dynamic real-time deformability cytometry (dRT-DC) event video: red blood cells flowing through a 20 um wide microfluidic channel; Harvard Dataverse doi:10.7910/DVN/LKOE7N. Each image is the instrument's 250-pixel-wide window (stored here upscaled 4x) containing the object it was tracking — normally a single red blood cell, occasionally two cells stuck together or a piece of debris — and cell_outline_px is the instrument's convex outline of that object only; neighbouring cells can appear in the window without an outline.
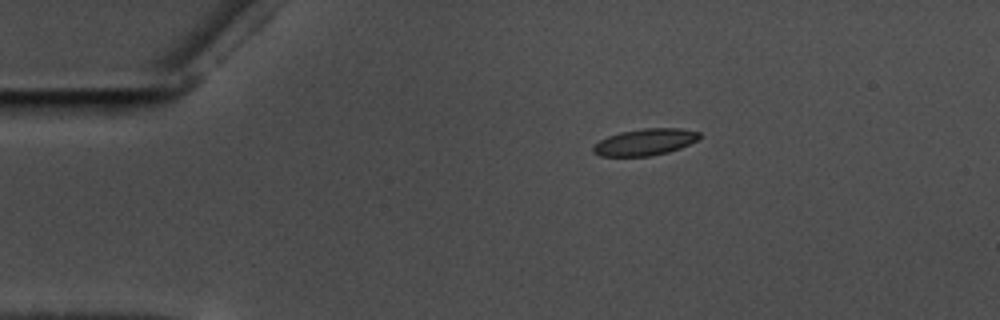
{"species": "common noctule bat (a hibernating species)", "species_latin": "Nyctalus noctula", "temperature_condition": "warm", "stored_images_in_passage": 48, "camera_frame_rate_fps": 3000, "um_per_image_px": 0.085, "animal": {"sex": "male", "body_mass_g": 17.5, "forearm_length_mm": 52.3}, "frame": {"image": 1, "passage_image": 1, "time_ms": 0.0, "image_size_px": [1000, 320], "cell_outline_px": [[700, 136], [696, 140], [680, 148], [668, 152], [648, 156], [600, 156], [592, 152], [592, 148], [600, 140], [608, 136], [620, 132], [644, 128], [680, 128], [700, 132]], "centroid_in_image_um": [54.81, 12.07], "position_along_channel_um": 30.2, "area_um2": 16.36}}
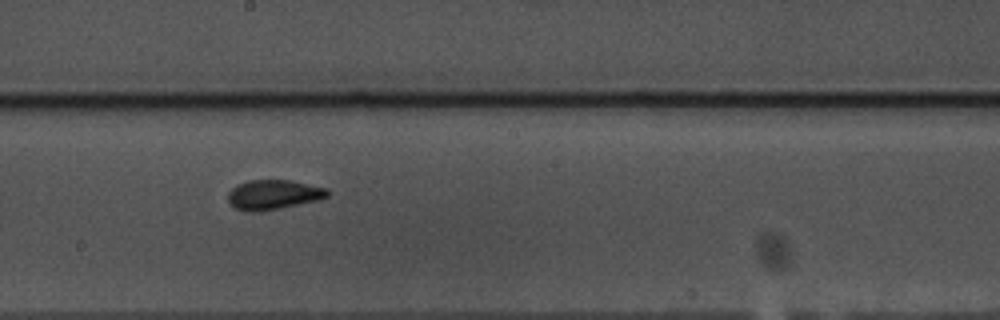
{"frame": {"image": 2, "passage_image": 22, "time_ms": 7.0, "image_size_px": [1000, 320], "cell_outline_px": [[328, 196], [316, 200], [280, 208], [260, 212], [252, 212], [236, 208], [228, 200], [228, 192], [236, 184], [248, 180], [288, 180], [328, 188]], "centroid_in_image_um": [23.21, 16.54], "position_along_channel_um": 225.0, "area_um2": 17.05}}
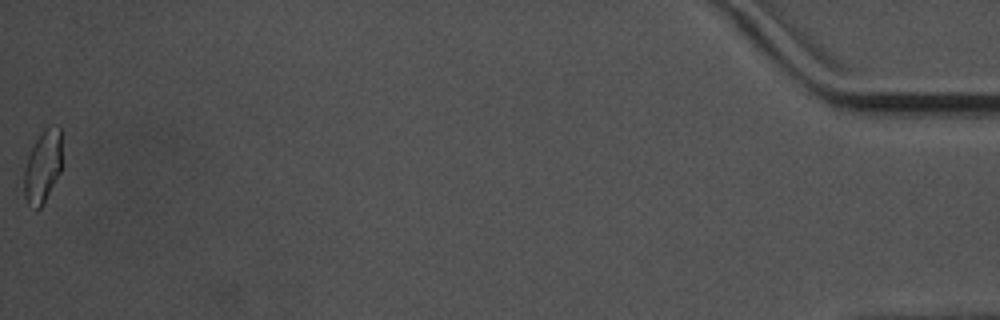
{"frame": {"image": 3, "passage_image": 48, "time_ms": 15.667, "image_size_px": [1000, 320], "cell_outline_px": [[60, 172], [40, 208], [36, 212], [28, 204], [24, 196], [24, 168], [28, 156], [40, 132], [44, 128], [52, 124], [60, 128]], "centroid_in_image_um": [3.6, 14.17], "position_along_channel_um": 431.6, "area_um2": 15.84}, "authors_computed_cell_mechanics": {"area_um2": 16.5886, "velocity_mm_per_s": 3.5413, "shape_relaxation_time_tau1_ms": null, "shape_relaxation_time_tau2_ms": 1.0418, "deformation_change_tau1": null, "deformation_change_tau2": 0.0735}}